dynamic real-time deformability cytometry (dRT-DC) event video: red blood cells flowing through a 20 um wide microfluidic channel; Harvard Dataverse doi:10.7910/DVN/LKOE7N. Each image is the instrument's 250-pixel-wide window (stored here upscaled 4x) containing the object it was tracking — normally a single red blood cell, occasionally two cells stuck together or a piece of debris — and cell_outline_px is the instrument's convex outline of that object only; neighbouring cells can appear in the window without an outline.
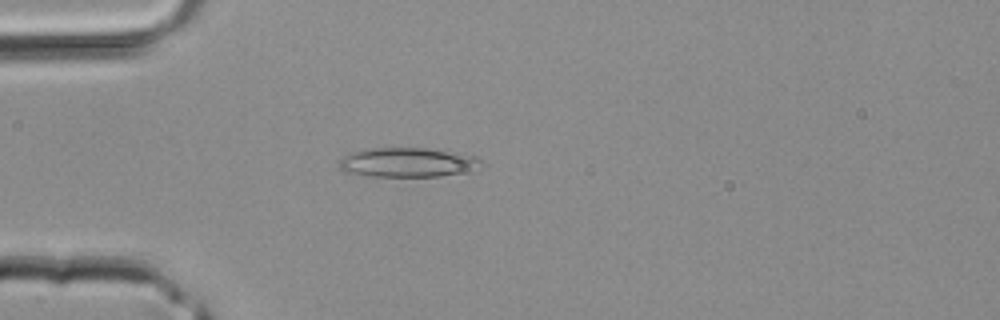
{"species": "common noctule bat (a hibernating species)", "species_latin": "Nyctalus noctula", "temperature_condition": "room temperature", "stored_images_in_passage": 40, "camera_frame_rate_fps": 3000, "um_per_image_px": 0.085, "animal": {"sex": "male", "body_mass_g": 20.4}, "frame": {"image": 1, "passage_image": 11, "time_ms": 3.333, "image_size_px": [1000, 320], "cell_outline_px": [[484, 168], [480, 172], [440, 176], [372, 176], [344, 172], [340, 168], [340, 160], [344, 156], [352, 152], [372, 148], [428, 148], [464, 152], [476, 156], [480, 160]], "centroid_in_image_um": [34.84, 13.81], "position_along_channel_um": 50.2, "area_um2": 25.09}}
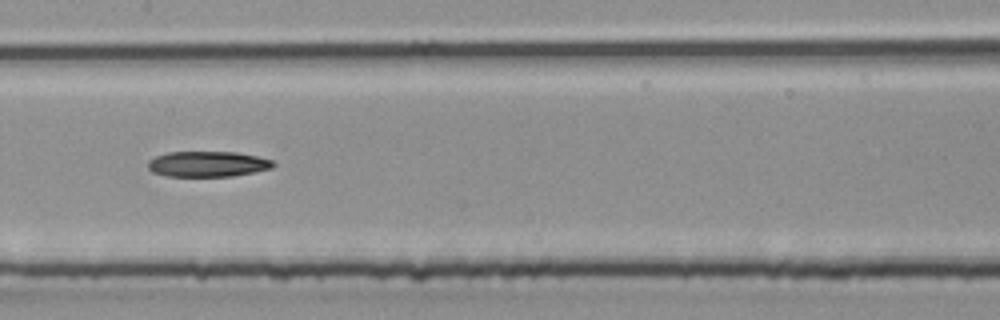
{"frame": {"image": 2, "passage_image": 20, "time_ms": 6.333, "image_size_px": [1000, 320], "cell_outline_px": [[276, 164], [272, 168], [232, 176], [164, 176], [152, 172], [148, 168], [148, 160], [156, 156], [168, 152], [236, 152], [256, 156], [272, 160]], "centroid_in_image_um": [17.62, 13.94], "position_along_channel_um": 189.8, "area_um2": 18.61}}
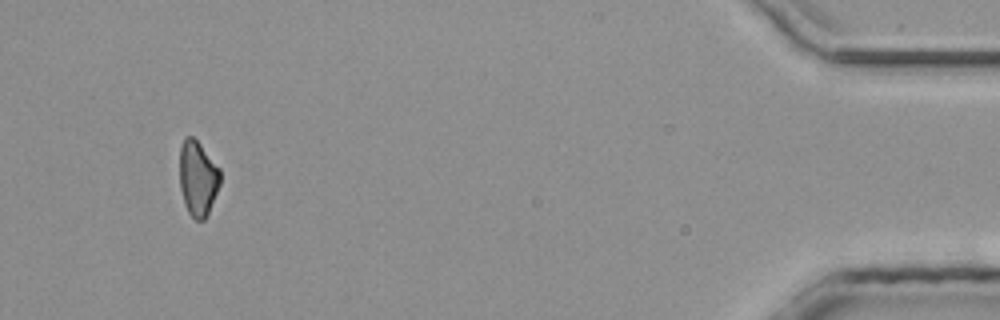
{"frame": {"image": 3, "passage_image": 38, "time_ms": 12.333, "image_size_px": [1000, 320], "cell_outline_px": [[220, 184], [208, 212], [204, 220], [196, 220], [188, 212], [184, 204], [180, 188], [180, 148], [184, 136], [192, 136], [200, 144], [220, 168]], "centroid_in_image_um": [16.8, 15.14], "position_along_channel_um": 418.4, "area_um2": 17.69}}